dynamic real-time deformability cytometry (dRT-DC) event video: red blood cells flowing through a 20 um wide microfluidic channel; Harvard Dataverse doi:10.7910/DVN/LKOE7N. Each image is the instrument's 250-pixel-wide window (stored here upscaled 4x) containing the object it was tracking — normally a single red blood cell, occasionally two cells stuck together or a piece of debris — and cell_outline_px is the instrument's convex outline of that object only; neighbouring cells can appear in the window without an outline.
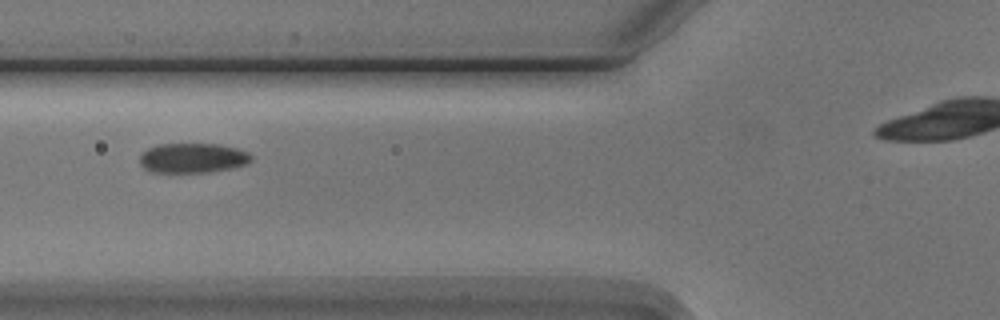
{"species": "Egyptian fruit bat (a non-hibernating species)", "species_latin": "Rousettus aegyptiacus", "temperature_condition": "cold", "stored_images_in_passage": 4, "camera_frame_rate_fps": 3000, "um_per_image_px": 0.085, "animal": {"sex": "male"}, "frame": {"image": 1, "passage_image": 2, "time_ms": 1.333, "image_size_px": [1000, 320], "cell_outline_px": [[252, 160], [244, 164], [228, 168], [208, 172], [152, 172], [144, 168], [140, 164], [140, 152], [156, 144], [220, 144], [236, 148], [248, 152], [252, 156]], "centroid_in_image_um": [16.33, 13.42], "position_along_channel_um": 109.5, "area_um2": 19.31}}
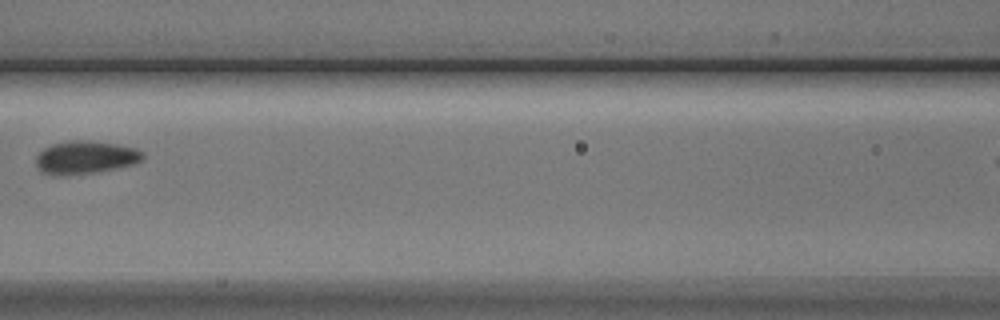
{"frame": {"image": 2, "passage_image": 3, "time_ms": 2.667, "image_size_px": [1000, 320], "cell_outline_px": [[144, 156], [140, 160], [132, 164], [116, 168], [92, 172], [40, 172], [36, 164], [36, 156], [44, 148], [52, 144], [68, 140], [84, 140], [116, 144], [136, 148], [144, 152]], "centroid_in_image_um": [7.29, 13.32], "position_along_channel_um": 159.3, "area_um2": 19.65}}
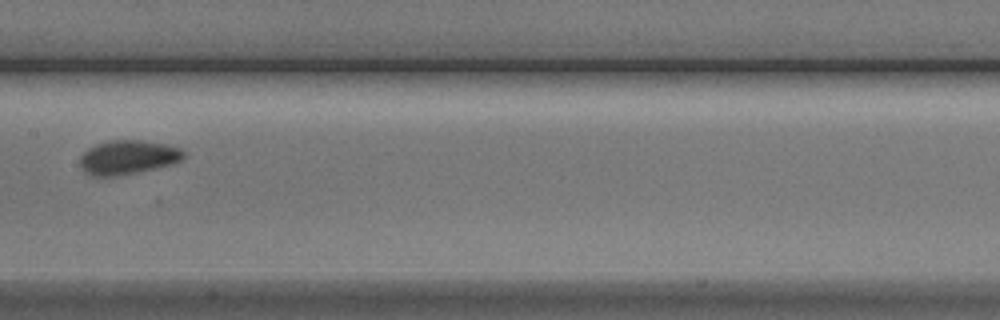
{"frame": {"image": 3, "passage_image": 4, "time_ms": 3.667, "image_size_px": [1000, 320], "cell_outline_px": [[184, 156], [180, 160], [168, 164], [136, 172], [116, 176], [92, 176], [80, 164], [80, 156], [88, 148], [96, 144], [108, 140], [140, 140], [164, 144], [180, 148], [184, 152]], "centroid_in_image_um": [10.83, 13.35], "position_along_channel_um": 196.6, "area_um2": 20.11}}